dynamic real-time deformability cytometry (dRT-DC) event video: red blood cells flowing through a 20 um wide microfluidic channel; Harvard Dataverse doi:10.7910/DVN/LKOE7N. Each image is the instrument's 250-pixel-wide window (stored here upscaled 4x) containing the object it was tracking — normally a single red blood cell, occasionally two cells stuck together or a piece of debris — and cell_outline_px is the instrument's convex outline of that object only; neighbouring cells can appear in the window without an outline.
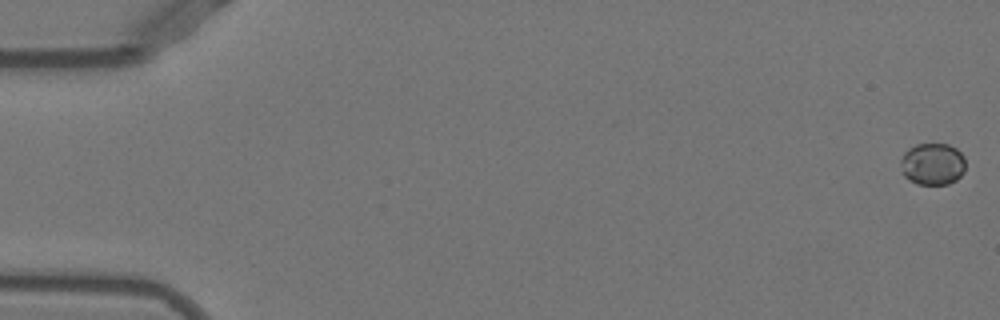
{"species": "Egyptian fruit bat (a non-hibernating species)", "species_latin": "Rousettus aegyptiacus", "temperature_condition": "warm", "stored_images_in_passage": 12, "camera_frame_rate_fps": 3000, "um_per_image_px": 0.085, "animal": {"sex": "female"}, "frame": {"image": 1, "passage_image": 1, "time_ms": 0.0, "image_size_px": [1000, 320], "cell_outline_px": [[964, 172], [956, 180], [948, 184], [916, 184], [908, 180], [904, 176], [900, 164], [900, 160], [904, 152], [908, 148], [916, 144], [948, 144], [956, 148], [964, 156]], "centroid_in_image_um": [79.25, 13.94], "position_along_channel_um": 5.8, "area_um2": 16.01}}